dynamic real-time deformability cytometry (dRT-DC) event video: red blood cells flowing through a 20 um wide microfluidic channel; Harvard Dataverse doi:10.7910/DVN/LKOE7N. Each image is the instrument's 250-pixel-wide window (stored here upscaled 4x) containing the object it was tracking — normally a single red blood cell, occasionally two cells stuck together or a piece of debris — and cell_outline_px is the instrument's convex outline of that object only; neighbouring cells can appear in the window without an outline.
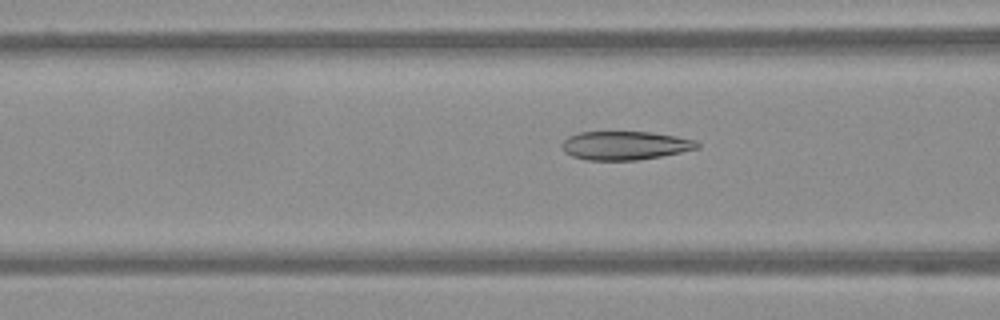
{"species": "Egyptian fruit bat (a non-hibernating species)", "species_latin": "Rousettus aegyptiacus", "temperature_condition": "warm", "stored_images_in_passage": 48, "camera_frame_rate_fps": 3000, "um_per_image_px": 0.085, "frame": {"image": 1, "passage_image": 14, "time_ms": 4.333, "image_size_px": [1000, 320], "cell_outline_px": [[700, 148], [660, 156], [636, 160], [584, 160], [572, 156], [564, 152], [560, 144], [568, 136], [580, 132], [652, 132], [676, 136], [696, 140], [700, 144]], "centroid_in_image_um": [53.11, 12.36], "position_along_channel_um": 113.5, "area_um2": 22.66}}
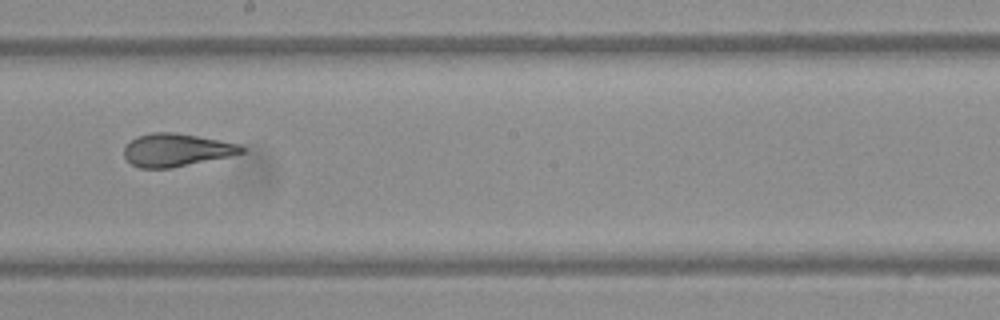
{"frame": {"image": 2, "passage_image": 24, "time_ms": 7.667, "image_size_px": [1000, 320], "cell_outline_px": [[244, 152], [228, 156], [172, 168], [140, 168], [132, 164], [124, 156], [124, 148], [136, 136], [152, 132], [172, 132], [220, 140], [240, 144], [244, 148]], "centroid_in_image_um": [14.97, 12.75], "position_along_channel_um": 233.2, "area_um2": 22.25}}
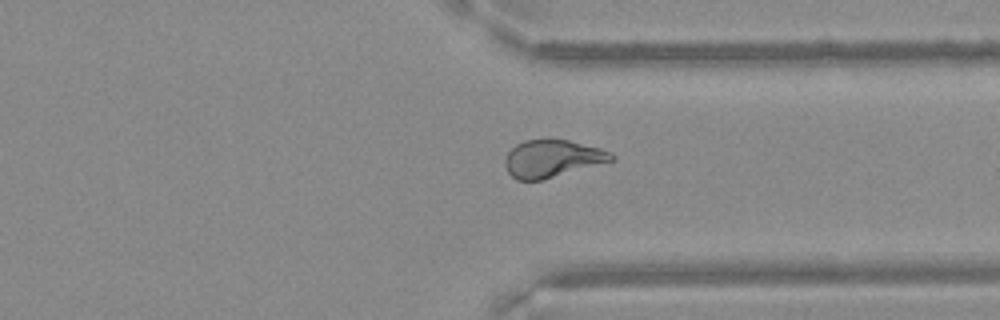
{"frame": {"image": 3, "passage_image": 35, "time_ms": 11.333, "image_size_px": [1000, 320], "cell_outline_px": [[616, 160], [540, 180], [516, 180], [508, 172], [504, 164], [504, 160], [508, 152], [516, 144], [524, 140], [568, 140], [600, 148], [616, 156]], "centroid_in_image_um": [46.93, 13.48], "position_along_channel_um": 364.5, "area_um2": 22.95}}